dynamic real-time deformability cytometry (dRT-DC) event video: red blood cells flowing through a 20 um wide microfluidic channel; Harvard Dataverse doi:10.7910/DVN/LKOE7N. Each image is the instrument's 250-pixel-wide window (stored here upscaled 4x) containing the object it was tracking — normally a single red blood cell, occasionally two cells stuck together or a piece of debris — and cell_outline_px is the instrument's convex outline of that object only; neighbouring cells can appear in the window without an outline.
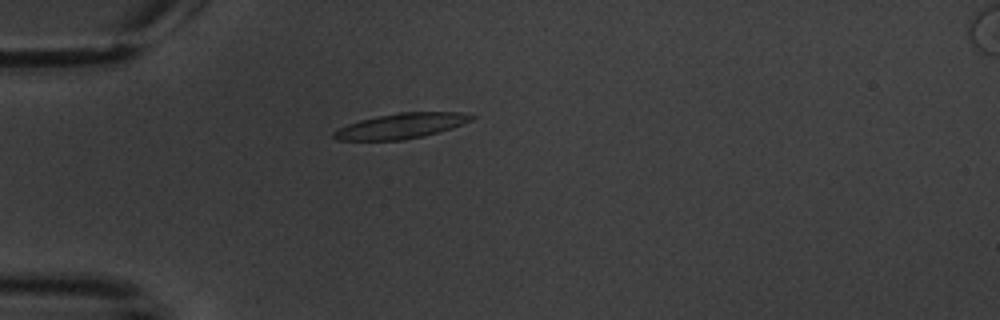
{"species": "common noctule bat (a hibernating species)", "species_latin": "Nyctalus noctula", "temperature_condition": "warm", "stored_images_in_passage": 7, "camera_frame_rate_fps": 3000, "um_per_image_px": 0.085, "animal": {"sex": "male", "body_mass_g": 20.1, "forearm_length_mm": 53.5}, "frame": {"image": 1, "passage_image": 5, "time_ms": 4.667, "image_size_px": [1000, 320], "cell_outline_px": [[476, 116], [472, 120], [452, 128], [424, 136], [404, 140], [336, 140], [332, 136], [332, 132], [336, 128], [360, 120], [376, 116], [400, 112], [460, 112]], "centroid_in_image_um": [34.06, 10.7], "position_along_channel_um": 50.9, "area_um2": 20.35}}